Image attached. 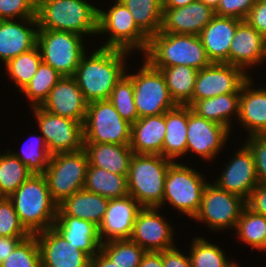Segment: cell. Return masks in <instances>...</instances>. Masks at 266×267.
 Masks as SVG:
<instances>
[{"mask_svg":"<svg viewBox=\"0 0 266 267\" xmlns=\"http://www.w3.org/2000/svg\"><path fill=\"white\" fill-rule=\"evenodd\" d=\"M188 105H176L166 112V133L161 156L171 161L186 154Z\"/></svg>","mask_w":266,"mask_h":267,"instance_id":"cell-30","label":"cell"},{"mask_svg":"<svg viewBox=\"0 0 266 267\" xmlns=\"http://www.w3.org/2000/svg\"><path fill=\"white\" fill-rule=\"evenodd\" d=\"M33 173L10 149L0 154V194L9 198Z\"/></svg>","mask_w":266,"mask_h":267,"instance_id":"cell-35","label":"cell"},{"mask_svg":"<svg viewBox=\"0 0 266 267\" xmlns=\"http://www.w3.org/2000/svg\"><path fill=\"white\" fill-rule=\"evenodd\" d=\"M138 267H163V251H147Z\"/></svg>","mask_w":266,"mask_h":267,"instance_id":"cell-52","label":"cell"},{"mask_svg":"<svg viewBox=\"0 0 266 267\" xmlns=\"http://www.w3.org/2000/svg\"><path fill=\"white\" fill-rule=\"evenodd\" d=\"M237 237L252 248L263 250V238L266 230V217L244 207L235 228Z\"/></svg>","mask_w":266,"mask_h":267,"instance_id":"cell-39","label":"cell"},{"mask_svg":"<svg viewBox=\"0 0 266 267\" xmlns=\"http://www.w3.org/2000/svg\"><path fill=\"white\" fill-rule=\"evenodd\" d=\"M154 68L159 69L164 75L168 92L175 104L190 106L198 70L185 65Z\"/></svg>","mask_w":266,"mask_h":267,"instance_id":"cell-32","label":"cell"},{"mask_svg":"<svg viewBox=\"0 0 266 267\" xmlns=\"http://www.w3.org/2000/svg\"><path fill=\"white\" fill-rule=\"evenodd\" d=\"M131 125L120 116L110 100L88 103L83 123L84 143L130 145Z\"/></svg>","mask_w":266,"mask_h":267,"instance_id":"cell-7","label":"cell"},{"mask_svg":"<svg viewBox=\"0 0 266 267\" xmlns=\"http://www.w3.org/2000/svg\"><path fill=\"white\" fill-rule=\"evenodd\" d=\"M35 0H0V20L37 19Z\"/></svg>","mask_w":266,"mask_h":267,"instance_id":"cell-45","label":"cell"},{"mask_svg":"<svg viewBox=\"0 0 266 267\" xmlns=\"http://www.w3.org/2000/svg\"><path fill=\"white\" fill-rule=\"evenodd\" d=\"M246 206L266 217V183H258L246 200Z\"/></svg>","mask_w":266,"mask_h":267,"instance_id":"cell-49","label":"cell"},{"mask_svg":"<svg viewBox=\"0 0 266 267\" xmlns=\"http://www.w3.org/2000/svg\"><path fill=\"white\" fill-rule=\"evenodd\" d=\"M242 146L233 155L229 164H226L215 184L219 188L247 200L259 182L253 154L246 144Z\"/></svg>","mask_w":266,"mask_h":267,"instance_id":"cell-17","label":"cell"},{"mask_svg":"<svg viewBox=\"0 0 266 267\" xmlns=\"http://www.w3.org/2000/svg\"><path fill=\"white\" fill-rule=\"evenodd\" d=\"M98 9L86 0H40L37 29L97 35Z\"/></svg>","mask_w":266,"mask_h":267,"instance_id":"cell-4","label":"cell"},{"mask_svg":"<svg viewBox=\"0 0 266 267\" xmlns=\"http://www.w3.org/2000/svg\"><path fill=\"white\" fill-rule=\"evenodd\" d=\"M141 208L142 206L130 195L109 199L104 218L98 226L101 242L130 239L137 213Z\"/></svg>","mask_w":266,"mask_h":267,"instance_id":"cell-19","label":"cell"},{"mask_svg":"<svg viewBox=\"0 0 266 267\" xmlns=\"http://www.w3.org/2000/svg\"><path fill=\"white\" fill-rule=\"evenodd\" d=\"M30 235L21 224L12 201L3 197L0 200V236L29 237Z\"/></svg>","mask_w":266,"mask_h":267,"instance_id":"cell-44","label":"cell"},{"mask_svg":"<svg viewBox=\"0 0 266 267\" xmlns=\"http://www.w3.org/2000/svg\"><path fill=\"white\" fill-rule=\"evenodd\" d=\"M110 34L106 44L100 47L146 52L149 37L136 25L128 8L119 0L108 10L98 9V33Z\"/></svg>","mask_w":266,"mask_h":267,"instance_id":"cell-8","label":"cell"},{"mask_svg":"<svg viewBox=\"0 0 266 267\" xmlns=\"http://www.w3.org/2000/svg\"><path fill=\"white\" fill-rule=\"evenodd\" d=\"M229 267H240L236 262H234L231 266Z\"/></svg>","mask_w":266,"mask_h":267,"instance_id":"cell-57","label":"cell"},{"mask_svg":"<svg viewBox=\"0 0 266 267\" xmlns=\"http://www.w3.org/2000/svg\"><path fill=\"white\" fill-rule=\"evenodd\" d=\"M240 93L222 94L196 100L190 108L197 116L219 123L231 129V116H239Z\"/></svg>","mask_w":266,"mask_h":267,"instance_id":"cell-31","label":"cell"},{"mask_svg":"<svg viewBox=\"0 0 266 267\" xmlns=\"http://www.w3.org/2000/svg\"><path fill=\"white\" fill-rule=\"evenodd\" d=\"M257 0H220L215 10L217 16L245 20Z\"/></svg>","mask_w":266,"mask_h":267,"instance_id":"cell-47","label":"cell"},{"mask_svg":"<svg viewBox=\"0 0 266 267\" xmlns=\"http://www.w3.org/2000/svg\"><path fill=\"white\" fill-rule=\"evenodd\" d=\"M88 165V156L84 149L56 153L50 157L43 175L51 198L57 205L78 190L84 189Z\"/></svg>","mask_w":266,"mask_h":267,"instance_id":"cell-6","label":"cell"},{"mask_svg":"<svg viewBox=\"0 0 266 267\" xmlns=\"http://www.w3.org/2000/svg\"><path fill=\"white\" fill-rule=\"evenodd\" d=\"M9 199L21 224L31 235L53 227L58 205L51 198L43 174H32Z\"/></svg>","mask_w":266,"mask_h":267,"instance_id":"cell-2","label":"cell"},{"mask_svg":"<svg viewBox=\"0 0 266 267\" xmlns=\"http://www.w3.org/2000/svg\"><path fill=\"white\" fill-rule=\"evenodd\" d=\"M0 267H41V254L35 235L22 240Z\"/></svg>","mask_w":266,"mask_h":267,"instance_id":"cell-43","label":"cell"},{"mask_svg":"<svg viewBox=\"0 0 266 267\" xmlns=\"http://www.w3.org/2000/svg\"><path fill=\"white\" fill-rule=\"evenodd\" d=\"M251 150L259 183H266V135H252L245 141Z\"/></svg>","mask_w":266,"mask_h":267,"instance_id":"cell-46","label":"cell"},{"mask_svg":"<svg viewBox=\"0 0 266 267\" xmlns=\"http://www.w3.org/2000/svg\"><path fill=\"white\" fill-rule=\"evenodd\" d=\"M241 20L215 16L201 31L199 37L211 63L229 64L230 44Z\"/></svg>","mask_w":266,"mask_h":267,"instance_id":"cell-24","label":"cell"},{"mask_svg":"<svg viewBox=\"0 0 266 267\" xmlns=\"http://www.w3.org/2000/svg\"><path fill=\"white\" fill-rule=\"evenodd\" d=\"M41 254V267H90L91 258L65 240L53 227L34 234Z\"/></svg>","mask_w":266,"mask_h":267,"instance_id":"cell-18","label":"cell"},{"mask_svg":"<svg viewBox=\"0 0 266 267\" xmlns=\"http://www.w3.org/2000/svg\"><path fill=\"white\" fill-rule=\"evenodd\" d=\"M159 32L199 36L204 27L216 16L215 10L195 0L187 6L162 9Z\"/></svg>","mask_w":266,"mask_h":267,"instance_id":"cell-21","label":"cell"},{"mask_svg":"<svg viewBox=\"0 0 266 267\" xmlns=\"http://www.w3.org/2000/svg\"><path fill=\"white\" fill-rule=\"evenodd\" d=\"M84 189L107 199L129 195L127 177L88 165Z\"/></svg>","mask_w":266,"mask_h":267,"instance_id":"cell-33","label":"cell"},{"mask_svg":"<svg viewBox=\"0 0 266 267\" xmlns=\"http://www.w3.org/2000/svg\"><path fill=\"white\" fill-rule=\"evenodd\" d=\"M88 103L73 76H63L41 107L55 115L84 123Z\"/></svg>","mask_w":266,"mask_h":267,"instance_id":"cell-20","label":"cell"},{"mask_svg":"<svg viewBox=\"0 0 266 267\" xmlns=\"http://www.w3.org/2000/svg\"><path fill=\"white\" fill-rule=\"evenodd\" d=\"M230 130L214 121L197 116L188 106L186 154L195 152L203 159H213L224 148Z\"/></svg>","mask_w":266,"mask_h":267,"instance_id":"cell-16","label":"cell"},{"mask_svg":"<svg viewBox=\"0 0 266 267\" xmlns=\"http://www.w3.org/2000/svg\"><path fill=\"white\" fill-rule=\"evenodd\" d=\"M132 15L136 25L150 38L162 25L161 0H119Z\"/></svg>","mask_w":266,"mask_h":267,"instance_id":"cell-34","label":"cell"},{"mask_svg":"<svg viewBox=\"0 0 266 267\" xmlns=\"http://www.w3.org/2000/svg\"><path fill=\"white\" fill-rule=\"evenodd\" d=\"M195 0H162V9H173L189 5Z\"/></svg>","mask_w":266,"mask_h":267,"instance_id":"cell-54","label":"cell"},{"mask_svg":"<svg viewBox=\"0 0 266 267\" xmlns=\"http://www.w3.org/2000/svg\"><path fill=\"white\" fill-rule=\"evenodd\" d=\"M191 243L189 257L192 267H229L234 263L228 262L224 251L204 238L196 237Z\"/></svg>","mask_w":266,"mask_h":267,"instance_id":"cell-40","label":"cell"},{"mask_svg":"<svg viewBox=\"0 0 266 267\" xmlns=\"http://www.w3.org/2000/svg\"><path fill=\"white\" fill-rule=\"evenodd\" d=\"M245 206L246 200L242 197L219 188L215 183H207L200 208L193 219L205 221L214 231L234 229Z\"/></svg>","mask_w":266,"mask_h":267,"instance_id":"cell-12","label":"cell"},{"mask_svg":"<svg viewBox=\"0 0 266 267\" xmlns=\"http://www.w3.org/2000/svg\"><path fill=\"white\" fill-rule=\"evenodd\" d=\"M198 1H201L203 4H205L208 7L213 8L214 10L217 9L220 3V0H198Z\"/></svg>","mask_w":266,"mask_h":267,"instance_id":"cell-55","label":"cell"},{"mask_svg":"<svg viewBox=\"0 0 266 267\" xmlns=\"http://www.w3.org/2000/svg\"><path fill=\"white\" fill-rule=\"evenodd\" d=\"M144 61L138 73H126L133 83L134 103L139 118L164 114L176 106L170 97L162 72L146 59Z\"/></svg>","mask_w":266,"mask_h":267,"instance_id":"cell-11","label":"cell"},{"mask_svg":"<svg viewBox=\"0 0 266 267\" xmlns=\"http://www.w3.org/2000/svg\"><path fill=\"white\" fill-rule=\"evenodd\" d=\"M108 203L109 199L104 196L81 189L58 205L57 216H71L91 221L99 226Z\"/></svg>","mask_w":266,"mask_h":267,"instance_id":"cell-29","label":"cell"},{"mask_svg":"<svg viewBox=\"0 0 266 267\" xmlns=\"http://www.w3.org/2000/svg\"><path fill=\"white\" fill-rule=\"evenodd\" d=\"M32 109L51 155L83 149V124L52 114L41 106L32 107Z\"/></svg>","mask_w":266,"mask_h":267,"instance_id":"cell-13","label":"cell"},{"mask_svg":"<svg viewBox=\"0 0 266 267\" xmlns=\"http://www.w3.org/2000/svg\"><path fill=\"white\" fill-rule=\"evenodd\" d=\"M128 53L100 47L90 57L83 55L73 77L87 103L109 100L113 88L126 74L124 60Z\"/></svg>","mask_w":266,"mask_h":267,"instance_id":"cell-1","label":"cell"},{"mask_svg":"<svg viewBox=\"0 0 266 267\" xmlns=\"http://www.w3.org/2000/svg\"><path fill=\"white\" fill-rule=\"evenodd\" d=\"M35 138V141H30L29 139V143H27L29 146H24L25 148H23L21 153L10 152L26 165L33 174H43L49 165L52 155L48 150L45 138L42 135Z\"/></svg>","mask_w":266,"mask_h":267,"instance_id":"cell-42","label":"cell"},{"mask_svg":"<svg viewBox=\"0 0 266 267\" xmlns=\"http://www.w3.org/2000/svg\"><path fill=\"white\" fill-rule=\"evenodd\" d=\"M42 62V56L39 47L36 45L28 52L22 53L15 58L10 59L5 67L8 75L14 80L19 92L31 81V78L37 72L38 66Z\"/></svg>","mask_w":266,"mask_h":267,"instance_id":"cell-38","label":"cell"},{"mask_svg":"<svg viewBox=\"0 0 266 267\" xmlns=\"http://www.w3.org/2000/svg\"><path fill=\"white\" fill-rule=\"evenodd\" d=\"M22 21L20 24L12 19L0 20V60L4 64L37 45L38 29H34L38 28L37 19L24 18Z\"/></svg>","mask_w":266,"mask_h":267,"instance_id":"cell-23","label":"cell"},{"mask_svg":"<svg viewBox=\"0 0 266 267\" xmlns=\"http://www.w3.org/2000/svg\"><path fill=\"white\" fill-rule=\"evenodd\" d=\"M144 57L153 67L185 65L201 70L212 64L196 35L158 32L149 38Z\"/></svg>","mask_w":266,"mask_h":267,"instance_id":"cell-3","label":"cell"},{"mask_svg":"<svg viewBox=\"0 0 266 267\" xmlns=\"http://www.w3.org/2000/svg\"><path fill=\"white\" fill-rule=\"evenodd\" d=\"M100 251L119 267H138L146 251L131 239L102 243Z\"/></svg>","mask_w":266,"mask_h":267,"instance_id":"cell-37","label":"cell"},{"mask_svg":"<svg viewBox=\"0 0 266 267\" xmlns=\"http://www.w3.org/2000/svg\"><path fill=\"white\" fill-rule=\"evenodd\" d=\"M263 250H266V230H265L264 238H263Z\"/></svg>","mask_w":266,"mask_h":267,"instance_id":"cell-56","label":"cell"},{"mask_svg":"<svg viewBox=\"0 0 266 267\" xmlns=\"http://www.w3.org/2000/svg\"><path fill=\"white\" fill-rule=\"evenodd\" d=\"M203 178L195 169L172 162L165 178L163 205L168 202L193 219L200 208L202 193L207 184Z\"/></svg>","mask_w":266,"mask_h":267,"instance_id":"cell-10","label":"cell"},{"mask_svg":"<svg viewBox=\"0 0 266 267\" xmlns=\"http://www.w3.org/2000/svg\"><path fill=\"white\" fill-rule=\"evenodd\" d=\"M82 37L71 32L38 29L37 46L42 61L61 76H73L86 51Z\"/></svg>","mask_w":266,"mask_h":267,"instance_id":"cell-9","label":"cell"},{"mask_svg":"<svg viewBox=\"0 0 266 267\" xmlns=\"http://www.w3.org/2000/svg\"><path fill=\"white\" fill-rule=\"evenodd\" d=\"M172 162L161 155L133 154L127 176L129 195L142 207L160 208L165 178Z\"/></svg>","mask_w":266,"mask_h":267,"instance_id":"cell-5","label":"cell"},{"mask_svg":"<svg viewBox=\"0 0 266 267\" xmlns=\"http://www.w3.org/2000/svg\"><path fill=\"white\" fill-rule=\"evenodd\" d=\"M109 100L120 116L130 124L139 119L134 103L133 83L126 74L113 88Z\"/></svg>","mask_w":266,"mask_h":267,"instance_id":"cell-41","label":"cell"},{"mask_svg":"<svg viewBox=\"0 0 266 267\" xmlns=\"http://www.w3.org/2000/svg\"><path fill=\"white\" fill-rule=\"evenodd\" d=\"M250 78L246 71L227 63H212L198 70L192 103L222 94L240 93Z\"/></svg>","mask_w":266,"mask_h":267,"instance_id":"cell-14","label":"cell"},{"mask_svg":"<svg viewBox=\"0 0 266 267\" xmlns=\"http://www.w3.org/2000/svg\"><path fill=\"white\" fill-rule=\"evenodd\" d=\"M266 59V39L245 20L236 28L230 44L229 64L242 70L261 64Z\"/></svg>","mask_w":266,"mask_h":267,"instance_id":"cell-22","label":"cell"},{"mask_svg":"<svg viewBox=\"0 0 266 267\" xmlns=\"http://www.w3.org/2000/svg\"><path fill=\"white\" fill-rule=\"evenodd\" d=\"M163 267H192V265L189 256L172 247L163 251Z\"/></svg>","mask_w":266,"mask_h":267,"instance_id":"cell-50","label":"cell"},{"mask_svg":"<svg viewBox=\"0 0 266 267\" xmlns=\"http://www.w3.org/2000/svg\"><path fill=\"white\" fill-rule=\"evenodd\" d=\"M53 228L90 258L100 251L102 242L99 238L98 226L91 221L71 216H56Z\"/></svg>","mask_w":266,"mask_h":267,"instance_id":"cell-27","label":"cell"},{"mask_svg":"<svg viewBox=\"0 0 266 267\" xmlns=\"http://www.w3.org/2000/svg\"><path fill=\"white\" fill-rule=\"evenodd\" d=\"M89 165L113 174L128 176L133 150L130 145L111 143H84Z\"/></svg>","mask_w":266,"mask_h":267,"instance_id":"cell-28","label":"cell"},{"mask_svg":"<svg viewBox=\"0 0 266 267\" xmlns=\"http://www.w3.org/2000/svg\"><path fill=\"white\" fill-rule=\"evenodd\" d=\"M251 79L241 88L237 120L245 126L249 136L266 135V87L252 89Z\"/></svg>","mask_w":266,"mask_h":267,"instance_id":"cell-26","label":"cell"},{"mask_svg":"<svg viewBox=\"0 0 266 267\" xmlns=\"http://www.w3.org/2000/svg\"><path fill=\"white\" fill-rule=\"evenodd\" d=\"M158 207H142L137 213L131 240L146 252L175 247L172 226L158 213Z\"/></svg>","mask_w":266,"mask_h":267,"instance_id":"cell-15","label":"cell"},{"mask_svg":"<svg viewBox=\"0 0 266 267\" xmlns=\"http://www.w3.org/2000/svg\"><path fill=\"white\" fill-rule=\"evenodd\" d=\"M62 77L50 65L42 61L31 81L21 92L30 100L31 107L41 106L47 99L51 89Z\"/></svg>","mask_w":266,"mask_h":267,"instance_id":"cell-36","label":"cell"},{"mask_svg":"<svg viewBox=\"0 0 266 267\" xmlns=\"http://www.w3.org/2000/svg\"><path fill=\"white\" fill-rule=\"evenodd\" d=\"M28 237H3L0 236V264L10 256L16 246Z\"/></svg>","mask_w":266,"mask_h":267,"instance_id":"cell-51","label":"cell"},{"mask_svg":"<svg viewBox=\"0 0 266 267\" xmlns=\"http://www.w3.org/2000/svg\"><path fill=\"white\" fill-rule=\"evenodd\" d=\"M245 21L266 39V2L257 0L249 11Z\"/></svg>","mask_w":266,"mask_h":267,"instance_id":"cell-48","label":"cell"},{"mask_svg":"<svg viewBox=\"0 0 266 267\" xmlns=\"http://www.w3.org/2000/svg\"><path fill=\"white\" fill-rule=\"evenodd\" d=\"M90 267H119L111 262L101 251L95 254L90 260Z\"/></svg>","mask_w":266,"mask_h":267,"instance_id":"cell-53","label":"cell"},{"mask_svg":"<svg viewBox=\"0 0 266 267\" xmlns=\"http://www.w3.org/2000/svg\"><path fill=\"white\" fill-rule=\"evenodd\" d=\"M166 133V113L139 118L131 125L134 154L161 155Z\"/></svg>","mask_w":266,"mask_h":267,"instance_id":"cell-25","label":"cell"}]
</instances>
